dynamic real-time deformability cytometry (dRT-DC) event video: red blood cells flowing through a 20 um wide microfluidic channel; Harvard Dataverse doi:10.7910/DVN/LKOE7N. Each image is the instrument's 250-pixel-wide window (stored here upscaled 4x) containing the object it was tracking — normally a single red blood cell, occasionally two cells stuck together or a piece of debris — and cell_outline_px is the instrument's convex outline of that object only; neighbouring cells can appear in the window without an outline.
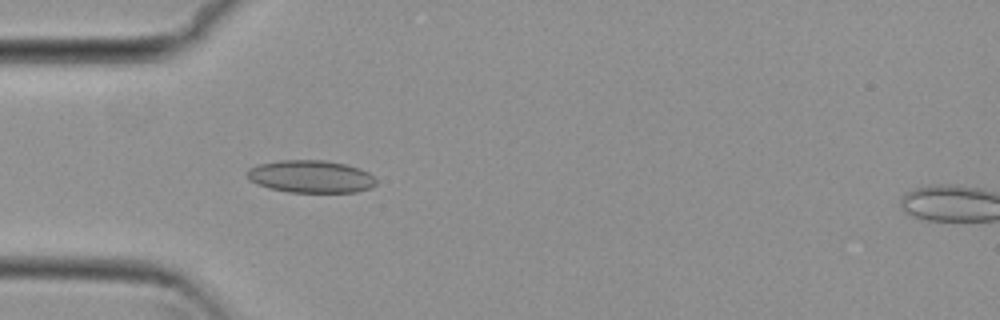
{"species": "common noctule bat (a hibernating species)", "species_latin": "Nyctalus noctula", "temperature_condition": "cold", "stored_images_in_passage": 45, "camera_frame_rate_fps": 3000, "um_per_image_px": 0.085, "animal": {"sex": "female", "body_mass_g": 29.2, "forearm_length_mm": 56.3}, "frame": {"image": 1, "passage_image": 7, "time_ms": 2.0, "image_size_px": [1000, 320], "cell_outline_px": [[376, 184], [372, 188], [356, 192], [288, 192], [268, 188], [256, 184], [248, 180], [248, 168], [260, 164], [280, 160], [324, 160], [344, 164], [360, 168], [368, 172], [376, 180]], "centroid_in_image_um": [26.42, 15.01], "position_along_channel_um": 58.6, "area_um2": 24.51}}
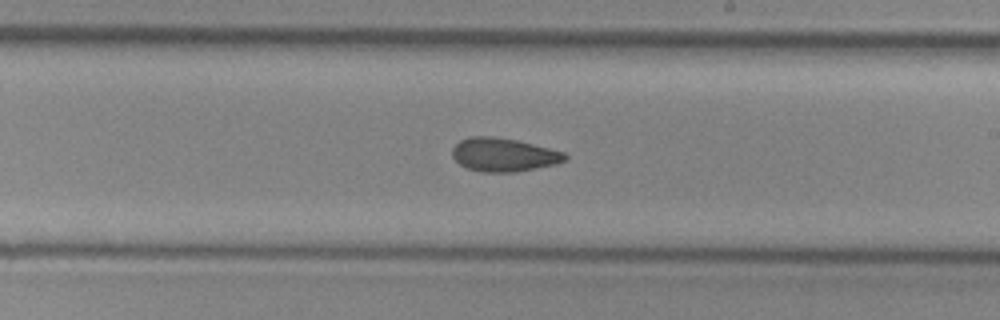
{"frame": {"image": 2, "passage_image": 22, "time_ms": 7.0, "image_size_px": [1000, 320], "cell_outline_px": [[568, 156], [564, 160], [556, 164], [516, 172], [480, 172], [468, 168], [460, 164], [452, 156], [452, 148], [460, 140], [468, 136], [492, 136], [516, 140], [564, 152]], "centroid_in_image_um": [42.78, 13.15], "position_along_channel_um": 246.2, "area_um2": 21.91}}
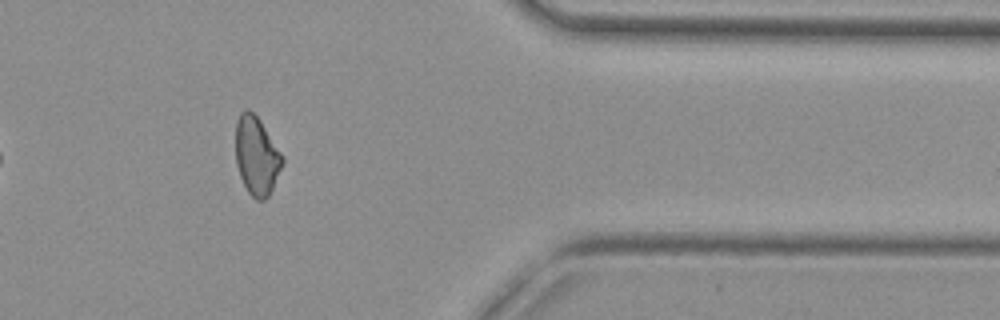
{"frame": {"image": 3, "passage_image": 35, "time_ms": 11.333, "image_size_px": [1000, 320], "cell_outline_px": [[284, 160], [272, 188], [268, 196], [264, 200], [256, 200], [248, 192], [240, 176], [236, 164], [236, 120], [240, 112], [244, 108], [248, 108], [260, 120], [284, 156]], "centroid_in_image_um": [21.8, 13.21], "position_along_channel_um": 389.6, "area_um2": 21.33}, "authors_computed_cell_mechanics": {"area_um2": 22.0796, "velocity_mm_per_s": 3.8194, "shape_relaxation_time_tau1_ms": null, "shape_relaxation_time_tau2_ms": 2.9542, "deformation_change_tau1": null, "deformation_change_tau2": 0.0864}}